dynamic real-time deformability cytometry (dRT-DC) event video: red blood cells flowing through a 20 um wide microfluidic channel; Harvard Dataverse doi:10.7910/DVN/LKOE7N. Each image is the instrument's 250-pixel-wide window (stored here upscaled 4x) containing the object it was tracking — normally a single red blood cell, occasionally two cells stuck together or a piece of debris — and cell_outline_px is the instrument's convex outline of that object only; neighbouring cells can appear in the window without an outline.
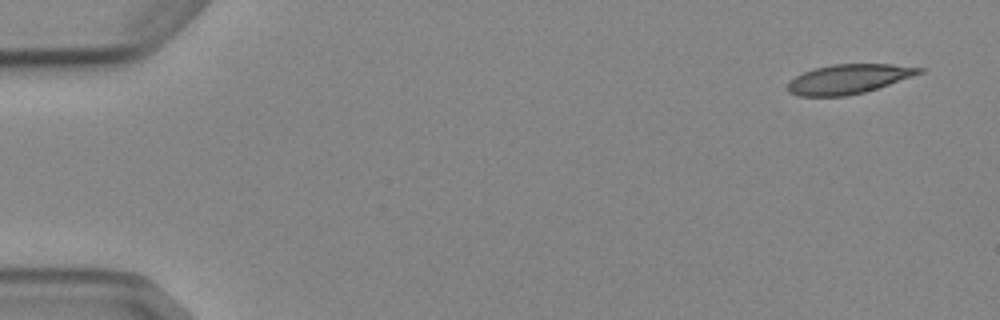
{"species": "Egyptian fruit bat (a non-hibernating species)", "species_latin": "Rousettus aegyptiacus", "temperature_condition": "cold", "stored_images_in_passage": 4, "camera_frame_rate_fps": 3000, "um_per_image_px": 0.085, "animal": {"sex": "female"}, "frame": {"image": 1, "passage_image": 1, "time_ms": 0.0, "image_size_px": [1000, 320], "cell_outline_px": [[928, 68], [924, 72], [864, 92], [844, 96], [800, 96], [788, 92], [788, 84], [796, 76], [804, 72], [816, 68], [832, 64], [892, 64]], "centroid_in_image_um": [72.16, 6.7], "position_along_channel_um": 12.8, "area_um2": 22.31}}
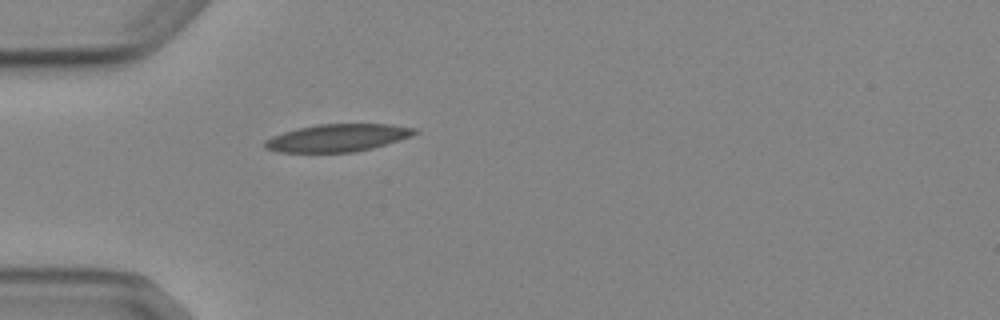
{"frame": {"image": 2, "passage_image": 4, "time_ms": 4.333, "image_size_px": [1000, 320], "cell_outline_px": [[420, 132], [412, 136], [372, 148], [356, 152], [276, 152], [264, 148], [264, 140], [272, 136], [284, 132], [316, 124], [392, 124], [416, 128]], "centroid_in_image_um": [28.71, 11.71], "position_along_channel_um": 56.3, "area_um2": 24.1}}